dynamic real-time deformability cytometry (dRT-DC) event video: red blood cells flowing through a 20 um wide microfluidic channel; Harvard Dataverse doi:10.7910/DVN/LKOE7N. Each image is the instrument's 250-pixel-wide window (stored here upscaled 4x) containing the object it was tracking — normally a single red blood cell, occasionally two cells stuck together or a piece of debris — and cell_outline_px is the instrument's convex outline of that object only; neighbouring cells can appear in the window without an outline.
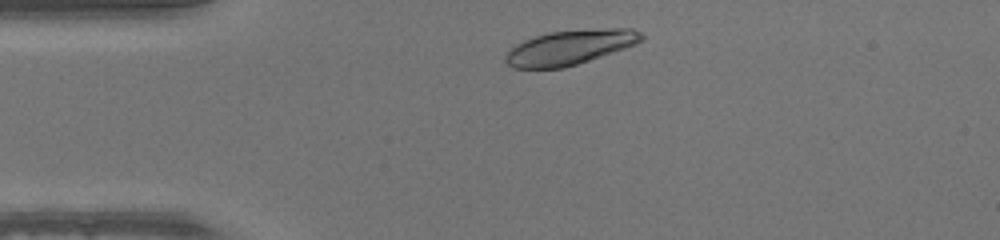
{"species": "human", "species_latin": "Homo sapiens", "temperature_condition": "warm", "stored_images_in_passage": 33, "camera_frame_rate_fps": 3000, "um_per_image_px": 0.085, "donor": {"sex": "male"}, "frame": {"image": 1, "passage_image": 3, "time_ms": 0.667, "image_size_px": [1000, 240], "cell_outline_px": [[644, 40], [636, 44], [564, 68], [512, 68], [504, 60], [504, 56], [516, 44], [524, 40], [548, 32], [612, 28], [632, 28], [640, 32], [644, 36]], "centroid_in_image_um": [48.44, 4.02], "position_along_channel_um": 36.6, "area_um2": 27.17}}
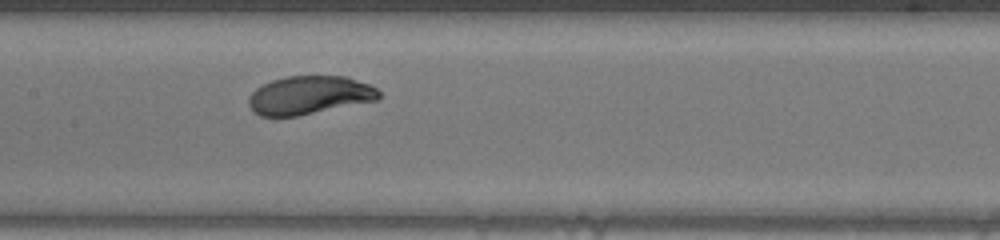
{"frame": {"image": 2, "passage_image": 16, "time_ms": 5.0, "image_size_px": [1000, 240], "cell_outline_px": [[380, 96], [376, 100], [296, 116], [260, 116], [248, 104], [248, 96], [256, 88], [272, 80], [288, 76], [348, 76], [368, 84], [376, 88], [380, 92]], "centroid_in_image_um": [26.28, 8.08], "position_along_channel_um": 181.1, "area_um2": 28.84}}
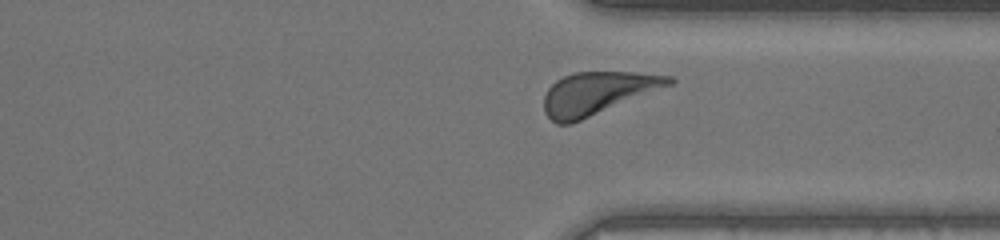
{"frame": {"image": 3, "passage_image": 29, "time_ms": 9.333, "image_size_px": [1000, 240], "cell_outline_px": [[676, 80], [672, 84], [572, 124], [556, 124], [544, 112], [544, 96], [548, 88], [556, 80], [564, 76], [576, 72], [636, 72], [676, 76]], "centroid_in_image_um": [50.79, 7.92], "position_along_channel_um": 360.6, "area_um2": 31.04}}